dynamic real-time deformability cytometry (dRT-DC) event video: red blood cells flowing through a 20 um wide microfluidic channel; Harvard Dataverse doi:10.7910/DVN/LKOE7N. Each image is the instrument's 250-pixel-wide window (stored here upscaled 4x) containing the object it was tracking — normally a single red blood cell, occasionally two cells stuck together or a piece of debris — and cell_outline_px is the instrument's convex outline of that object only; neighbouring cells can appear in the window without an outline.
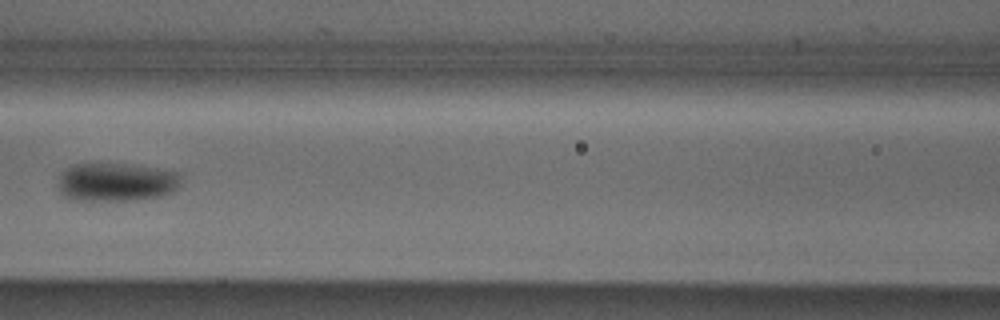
{"species": "Egyptian fruit bat (a non-hibernating species)", "species_latin": "Rousettus aegyptiacus", "temperature_condition": "cold", "stored_images_in_passage": 6, "camera_frame_rate_fps": 3000, "um_per_image_px": 0.085, "animal": {"sex": "male"}, "frame": {"image": 1, "passage_image": 6, "time_ms": 1.667, "image_size_px": [1000, 320], "cell_outline_px": [[180, 188], [172, 192], [160, 196], [136, 200], [72, 200], [64, 196], [60, 192], [56, 184], [56, 180], [68, 168], [76, 164], [124, 164], [156, 168], [180, 172]], "centroid_in_image_um": [9.89, 15.49], "position_along_channel_um": 156.7, "area_um2": 27.69}}